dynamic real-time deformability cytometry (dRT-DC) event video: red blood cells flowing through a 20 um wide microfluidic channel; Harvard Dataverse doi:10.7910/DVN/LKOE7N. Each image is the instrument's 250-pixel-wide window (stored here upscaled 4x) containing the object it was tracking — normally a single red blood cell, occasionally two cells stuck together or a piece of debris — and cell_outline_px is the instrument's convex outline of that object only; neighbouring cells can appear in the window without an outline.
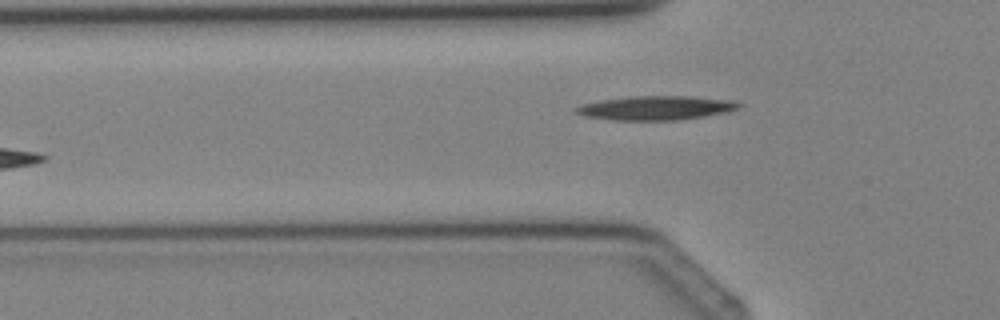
{"species": "Egyptian fruit bat (a non-hibernating species)", "species_latin": "Rousettus aegyptiacus", "temperature_condition": "cold", "stored_images_in_passage": 3, "camera_frame_rate_fps": 3000, "um_per_image_px": 0.085, "animal": {"sex": "female"}, "frame": {"image": 1, "passage_image": 3, "time_ms": 3.333, "image_size_px": [1000, 320], "cell_outline_px": [[744, 104], [740, 108], [728, 112], [680, 120], [608, 120], [584, 116], [572, 112], [572, 108], [580, 104], [600, 100], [632, 96], [688, 96], [732, 100]], "centroid_in_image_um": [55.71, 9.18], "position_along_channel_um": 70.1, "area_um2": 23.24}}